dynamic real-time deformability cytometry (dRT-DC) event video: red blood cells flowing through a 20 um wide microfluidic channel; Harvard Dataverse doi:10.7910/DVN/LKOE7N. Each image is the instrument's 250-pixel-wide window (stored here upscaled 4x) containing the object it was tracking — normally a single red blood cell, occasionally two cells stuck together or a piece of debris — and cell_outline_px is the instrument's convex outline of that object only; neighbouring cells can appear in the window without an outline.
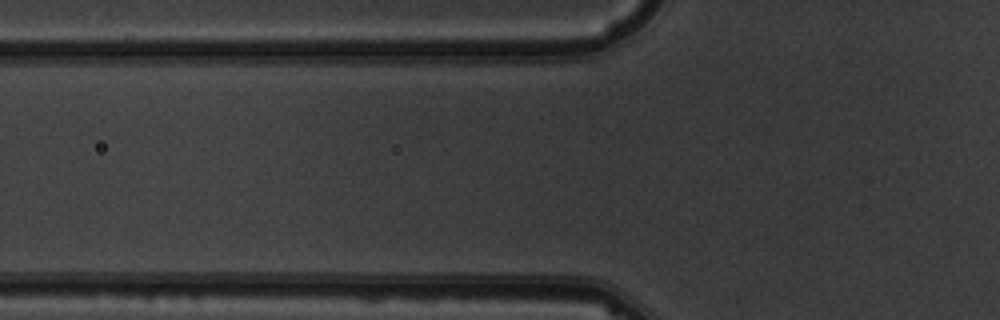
{"species": "common noctule bat (a hibernating species)", "species_latin": "Nyctalus noctula", "temperature_condition": "warm", "stored_images_in_passage": 2, "camera_frame_rate_fps": 3000, "um_per_image_px": 0.085, "animal": {"sex": "male", "body_mass_g": 19.5, "forearm_length_mm": 54.6}, "frame": {"image": 1, "passage_image": 2, "time_ms": 1.333, "image_size_px": [1000, 320], "cell_outline_px": [[496, 292], [380, 292], [364, 288], [376, 276], [480, 276], [496, 288]], "centroid_in_image_um": [36.58, 24.16], "position_along_channel_um": 89.2, "area_um2": 13.81}}